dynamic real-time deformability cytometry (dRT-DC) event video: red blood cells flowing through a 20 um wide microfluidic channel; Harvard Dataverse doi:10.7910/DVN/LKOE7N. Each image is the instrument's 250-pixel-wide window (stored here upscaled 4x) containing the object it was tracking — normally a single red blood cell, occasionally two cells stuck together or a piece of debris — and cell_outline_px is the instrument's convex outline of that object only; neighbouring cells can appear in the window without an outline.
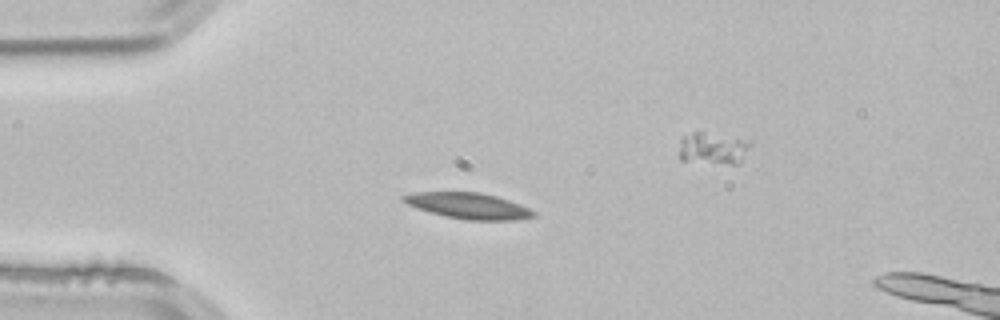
{"species": "common noctule bat (a hibernating species)", "species_latin": "Nyctalus noctula", "temperature_condition": "room temperature", "stored_images_in_passage": 3, "camera_frame_rate_fps": 3000, "um_per_image_px": 0.085, "animal": {"sex": "male", "body_mass_g": 21.5, "forearm_length_mm": 52.0}, "frame": {"image": 1, "passage_image": 2, "time_ms": 0.333, "image_size_px": [1000, 320], "cell_outline_px": [[536, 216], [516, 220], [464, 220], [416, 208], [400, 200], [400, 196], [416, 192], [480, 192], [496, 196], [520, 204], [536, 212]], "centroid_in_image_um": [39.82, 17.49], "position_along_channel_um": 45.2, "area_um2": 19.59}}